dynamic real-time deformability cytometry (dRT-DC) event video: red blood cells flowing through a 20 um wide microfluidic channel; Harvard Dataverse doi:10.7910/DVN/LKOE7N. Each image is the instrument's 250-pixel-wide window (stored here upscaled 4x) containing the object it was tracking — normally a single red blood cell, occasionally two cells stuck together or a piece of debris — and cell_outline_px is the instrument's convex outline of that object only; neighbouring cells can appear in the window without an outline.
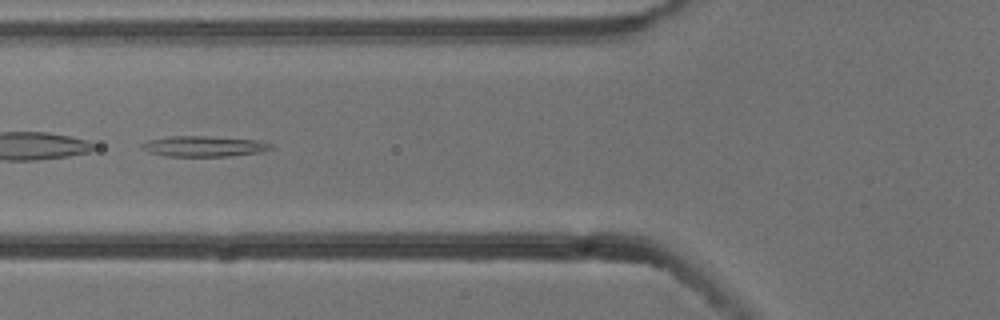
{"species": "common noctule bat (a hibernating species)", "species_latin": "Nyctalus noctula", "temperature_condition": "cold", "stored_images_in_passage": 9, "camera_frame_rate_fps": 3000, "um_per_image_px": 0.085, "animal": {"sex": "male", "body_mass_g": 13.3}, "frame": {"image": 1, "passage_image": 6, "time_ms": 1.667, "image_size_px": [1000, 320], "cell_outline_px": [[272, 148], [264, 152], [228, 156], [168, 156], [148, 152], [140, 148], [140, 144], [148, 140], [168, 136], [208, 136], [260, 140], [272, 144]], "centroid_in_image_um": [17.34, 12.43], "position_along_channel_um": 108.5, "area_um2": 15.66}}